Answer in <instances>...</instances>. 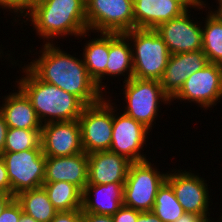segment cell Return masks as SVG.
<instances>
[{
    "instance_id": "16",
    "label": "cell",
    "mask_w": 222,
    "mask_h": 222,
    "mask_svg": "<svg viewBox=\"0 0 222 222\" xmlns=\"http://www.w3.org/2000/svg\"><path fill=\"white\" fill-rule=\"evenodd\" d=\"M131 163L124 156L109 150L89 153L88 184H125Z\"/></svg>"
},
{
    "instance_id": "25",
    "label": "cell",
    "mask_w": 222,
    "mask_h": 222,
    "mask_svg": "<svg viewBox=\"0 0 222 222\" xmlns=\"http://www.w3.org/2000/svg\"><path fill=\"white\" fill-rule=\"evenodd\" d=\"M152 212L162 222H175L185 213L172 187L166 181L158 189Z\"/></svg>"
},
{
    "instance_id": "7",
    "label": "cell",
    "mask_w": 222,
    "mask_h": 222,
    "mask_svg": "<svg viewBox=\"0 0 222 222\" xmlns=\"http://www.w3.org/2000/svg\"><path fill=\"white\" fill-rule=\"evenodd\" d=\"M85 4L89 35L125 33L135 28L133 0H85Z\"/></svg>"
},
{
    "instance_id": "14",
    "label": "cell",
    "mask_w": 222,
    "mask_h": 222,
    "mask_svg": "<svg viewBox=\"0 0 222 222\" xmlns=\"http://www.w3.org/2000/svg\"><path fill=\"white\" fill-rule=\"evenodd\" d=\"M41 147L47 157H64L84 152L79 121L51 122L42 125Z\"/></svg>"
},
{
    "instance_id": "15",
    "label": "cell",
    "mask_w": 222,
    "mask_h": 222,
    "mask_svg": "<svg viewBox=\"0 0 222 222\" xmlns=\"http://www.w3.org/2000/svg\"><path fill=\"white\" fill-rule=\"evenodd\" d=\"M191 7L199 9L195 0H133L135 28L155 29Z\"/></svg>"
},
{
    "instance_id": "20",
    "label": "cell",
    "mask_w": 222,
    "mask_h": 222,
    "mask_svg": "<svg viewBox=\"0 0 222 222\" xmlns=\"http://www.w3.org/2000/svg\"><path fill=\"white\" fill-rule=\"evenodd\" d=\"M121 75L125 76L123 82L133 78L132 48L123 33H109V56L105 76L114 78Z\"/></svg>"
},
{
    "instance_id": "17",
    "label": "cell",
    "mask_w": 222,
    "mask_h": 222,
    "mask_svg": "<svg viewBox=\"0 0 222 222\" xmlns=\"http://www.w3.org/2000/svg\"><path fill=\"white\" fill-rule=\"evenodd\" d=\"M65 181L83 191L88 184V154L77 153L64 157H47L44 182Z\"/></svg>"
},
{
    "instance_id": "13",
    "label": "cell",
    "mask_w": 222,
    "mask_h": 222,
    "mask_svg": "<svg viewBox=\"0 0 222 222\" xmlns=\"http://www.w3.org/2000/svg\"><path fill=\"white\" fill-rule=\"evenodd\" d=\"M188 11L155 28L171 55L202 49V22H194Z\"/></svg>"
},
{
    "instance_id": "10",
    "label": "cell",
    "mask_w": 222,
    "mask_h": 222,
    "mask_svg": "<svg viewBox=\"0 0 222 222\" xmlns=\"http://www.w3.org/2000/svg\"><path fill=\"white\" fill-rule=\"evenodd\" d=\"M173 99L193 102L205 110L215 106L222 100V65L208 63L192 73L171 101Z\"/></svg>"
},
{
    "instance_id": "38",
    "label": "cell",
    "mask_w": 222,
    "mask_h": 222,
    "mask_svg": "<svg viewBox=\"0 0 222 222\" xmlns=\"http://www.w3.org/2000/svg\"><path fill=\"white\" fill-rule=\"evenodd\" d=\"M14 199V195L0 192V215Z\"/></svg>"
},
{
    "instance_id": "2",
    "label": "cell",
    "mask_w": 222,
    "mask_h": 222,
    "mask_svg": "<svg viewBox=\"0 0 222 222\" xmlns=\"http://www.w3.org/2000/svg\"><path fill=\"white\" fill-rule=\"evenodd\" d=\"M25 18L45 43L59 36L85 38L89 33L85 0H40Z\"/></svg>"
},
{
    "instance_id": "24",
    "label": "cell",
    "mask_w": 222,
    "mask_h": 222,
    "mask_svg": "<svg viewBox=\"0 0 222 222\" xmlns=\"http://www.w3.org/2000/svg\"><path fill=\"white\" fill-rule=\"evenodd\" d=\"M202 50L209 63L222 65V18L209 10L202 27Z\"/></svg>"
},
{
    "instance_id": "4",
    "label": "cell",
    "mask_w": 222,
    "mask_h": 222,
    "mask_svg": "<svg viewBox=\"0 0 222 222\" xmlns=\"http://www.w3.org/2000/svg\"><path fill=\"white\" fill-rule=\"evenodd\" d=\"M123 34L132 48L133 77L160 80L171 54L155 29L134 28Z\"/></svg>"
},
{
    "instance_id": "36",
    "label": "cell",
    "mask_w": 222,
    "mask_h": 222,
    "mask_svg": "<svg viewBox=\"0 0 222 222\" xmlns=\"http://www.w3.org/2000/svg\"><path fill=\"white\" fill-rule=\"evenodd\" d=\"M7 130L8 126L4 120L2 112L0 111V155L3 153L4 150Z\"/></svg>"
},
{
    "instance_id": "30",
    "label": "cell",
    "mask_w": 222,
    "mask_h": 222,
    "mask_svg": "<svg viewBox=\"0 0 222 222\" xmlns=\"http://www.w3.org/2000/svg\"><path fill=\"white\" fill-rule=\"evenodd\" d=\"M22 213L21 204L14 199L0 215V222H19Z\"/></svg>"
},
{
    "instance_id": "29",
    "label": "cell",
    "mask_w": 222,
    "mask_h": 222,
    "mask_svg": "<svg viewBox=\"0 0 222 222\" xmlns=\"http://www.w3.org/2000/svg\"><path fill=\"white\" fill-rule=\"evenodd\" d=\"M40 0H0V8L8 9L11 13L25 16L39 3Z\"/></svg>"
},
{
    "instance_id": "9",
    "label": "cell",
    "mask_w": 222,
    "mask_h": 222,
    "mask_svg": "<svg viewBox=\"0 0 222 222\" xmlns=\"http://www.w3.org/2000/svg\"><path fill=\"white\" fill-rule=\"evenodd\" d=\"M1 157L6 165L12 195L43 185L46 156L42 149L3 152Z\"/></svg>"
},
{
    "instance_id": "22",
    "label": "cell",
    "mask_w": 222,
    "mask_h": 222,
    "mask_svg": "<svg viewBox=\"0 0 222 222\" xmlns=\"http://www.w3.org/2000/svg\"><path fill=\"white\" fill-rule=\"evenodd\" d=\"M15 199L23 212L38 222H51L57 213L43 186L20 192Z\"/></svg>"
},
{
    "instance_id": "11",
    "label": "cell",
    "mask_w": 222,
    "mask_h": 222,
    "mask_svg": "<svg viewBox=\"0 0 222 222\" xmlns=\"http://www.w3.org/2000/svg\"><path fill=\"white\" fill-rule=\"evenodd\" d=\"M178 171V172H177ZM179 170L168 171L166 182L172 187L179 204L187 213L209 218L210 196L205 178L190 172ZM177 172V173H176Z\"/></svg>"
},
{
    "instance_id": "5",
    "label": "cell",
    "mask_w": 222,
    "mask_h": 222,
    "mask_svg": "<svg viewBox=\"0 0 222 222\" xmlns=\"http://www.w3.org/2000/svg\"><path fill=\"white\" fill-rule=\"evenodd\" d=\"M125 83V84H124ZM124 84L123 112L142 123L150 131L157 118L161 102L170 104L171 99L164 93L159 80L131 78Z\"/></svg>"
},
{
    "instance_id": "33",
    "label": "cell",
    "mask_w": 222,
    "mask_h": 222,
    "mask_svg": "<svg viewBox=\"0 0 222 222\" xmlns=\"http://www.w3.org/2000/svg\"><path fill=\"white\" fill-rule=\"evenodd\" d=\"M0 192L11 194V184L8 178L5 162L0 155Z\"/></svg>"
},
{
    "instance_id": "8",
    "label": "cell",
    "mask_w": 222,
    "mask_h": 222,
    "mask_svg": "<svg viewBox=\"0 0 222 222\" xmlns=\"http://www.w3.org/2000/svg\"><path fill=\"white\" fill-rule=\"evenodd\" d=\"M110 98L83 108L78 121L81 143L86 154L110 149L113 131V105Z\"/></svg>"
},
{
    "instance_id": "39",
    "label": "cell",
    "mask_w": 222,
    "mask_h": 222,
    "mask_svg": "<svg viewBox=\"0 0 222 222\" xmlns=\"http://www.w3.org/2000/svg\"><path fill=\"white\" fill-rule=\"evenodd\" d=\"M19 222H38L33 217L25 214L24 212L21 214Z\"/></svg>"
},
{
    "instance_id": "12",
    "label": "cell",
    "mask_w": 222,
    "mask_h": 222,
    "mask_svg": "<svg viewBox=\"0 0 222 222\" xmlns=\"http://www.w3.org/2000/svg\"><path fill=\"white\" fill-rule=\"evenodd\" d=\"M115 109L117 107L113 106V131L109 151L124 156L132 163L148 160L143 152L141 154V150L151 131L124 112L119 115Z\"/></svg>"
},
{
    "instance_id": "40",
    "label": "cell",
    "mask_w": 222,
    "mask_h": 222,
    "mask_svg": "<svg viewBox=\"0 0 222 222\" xmlns=\"http://www.w3.org/2000/svg\"><path fill=\"white\" fill-rule=\"evenodd\" d=\"M205 2L206 1H203V0H195V4H196V6H198L199 11L202 8H206L207 9L208 6L205 4Z\"/></svg>"
},
{
    "instance_id": "21",
    "label": "cell",
    "mask_w": 222,
    "mask_h": 222,
    "mask_svg": "<svg viewBox=\"0 0 222 222\" xmlns=\"http://www.w3.org/2000/svg\"><path fill=\"white\" fill-rule=\"evenodd\" d=\"M98 36L85 43L83 56L80 58L83 59L89 76L103 92L107 87L102 84L104 83L102 81L106 79L105 69L109 56V33L100 32Z\"/></svg>"
},
{
    "instance_id": "3",
    "label": "cell",
    "mask_w": 222,
    "mask_h": 222,
    "mask_svg": "<svg viewBox=\"0 0 222 222\" xmlns=\"http://www.w3.org/2000/svg\"><path fill=\"white\" fill-rule=\"evenodd\" d=\"M22 69L25 77L16 79V85L30 100L42 125L79 119L85 105L76 96L39 80L25 64Z\"/></svg>"
},
{
    "instance_id": "23",
    "label": "cell",
    "mask_w": 222,
    "mask_h": 222,
    "mask_svg": "<svg viewBox=\"0 0 222 222\" xmlns=\"http://www.w3.org/2000/svg\"><path fill=\"white\" fill-rule=\"evenodd\" d=\"M42 186L57 212L81 210L82 191L74 184L58 181L44 182Z\"/></svg>"
},
{
    "instance_id": "31",
    "label": "cell",
    "mask_w": 222,
    "mask_h": 222,
    "mask_svg": "<svg viewBox=\"0 0 222 222\" xmlns=\"http://www.w3.org/2000/svg\"><path fill=\"white\" fill-rule=\"evenodd\" d=\"M141 211L122 205L121 208L112 216L114 222H137Z\"/></svg>"
},
{
    "instance_id": "37",
    "label": "cell",
    "mask_w": 222,
    "mask_h": 222,
    "mask_svg": "<svg viewBox=\"0 0 222 222\" xmlns=\"http://www.w3.org/2000/svg\"><path fill=\"white\" fill-rule=\"evenodd\" d=\"M137 222H162L152 211H142L138 215Z\"/></svg>"
},
{
    "instance_id": "42",
    "label": "cell",
    "mask_w": 222,
    "mask_h": 222,
    "mask_svg": "<svg viewBox=\"0 0 222 222\" xmlns=\"http://www.w3.org/2000/svg\"><path fill=\"white\" fill-rule=\"evenodd\" d=\"M217 3H218L219 5H221V4H222V0H217Z\"/></svg>"
},
{
    "instance_id": "28",
    "label": "cell",
    "mask_w": 222,
    "mask_h": 222,
    "mask_svg": "<svg viewBox=\"0 0 222 222\" xmlns=\"http://www.w3.org/2000/svg\"><path fill=\"white\" fill-rule=\"evenodd\" d=\"M209 63L202 49L183 53L184 77L203 69Z\"/></svg>"
},
{
    "instance_id": "18",
    "label": "cell",
    "mask_w": 222,
    "mask_h": 222,
    "mask_svg": "<svg viewBox=\"0 0 222 222\" xmlns=\"http://www.w3.org/2000/svg\"><path fill=\"white\" fill-rule=\"evenodd\" d=\"M123 196L124 184H87L82 191L81 210L87 213L113 216L123 205Z\"/></svg>"
},
{
    "instance_id": "35",
    "label": "cell",
    "mask_w": 222,
    "mask_h": 222,
    "mask_svg": "<svg viewBox=\"0 0 222 222\" xmlns=\"http://www.w3.org/2000/svg\"><path fill=\"white\" fill-rule=\"evenodd\" d=\"M175 222H214L210 220V218H204L197 214L187 213L185 212L179 219Z\"/></svg>"
},
{
    "instance_id": "6",
    "label": "cell",
    "mask_w": 222,
    "mask_h": 222,
    "mask_svg": "<svg viewBox=\"0 0 222 222\" xmlns=\"http://www.w3.org/2000/svg\"><path fill=\"white\" fill-rule=\"evenodd\" d=\"M150 160L131 163L124 184L123 205L139 211H152L158 189L167 172L158 171Z\"/></svg>"
},
{
    "instance_id": "1",
    "label": "cell",
    "mask_w": 222,
    "mask_h": 222,
    "mask_svg": "<svg viewBox=\"0 0 222 222\" xmlns=\"http://www.w3.org/2000/svg\"><path fill=\"white\" fill-rule=\"evenodd\" d=\"M42 46L38 59L25 65L39 80L76 96L85 106L96 104L103 96L106 97L89 76L83 59L65 53L54 43Z\"/></svg>"
},
{
    "instance_id": "19",
    "label": "cell",
    "mask_w": 222,
    "mask_h": 222,
    "mask_svg": "<svg viewBox=\"0 0 222 222\" xmlns=\"http://www.w3.org/2000/svg\"><path fill=\"white\" fill-rule=\"evenodd\" d=\"M18 90L6 95L3 98V104L0 106V111L3 114L4 120L8 128L18 129H41L37 114L25 93L17 87Z\"/></svg>"
},
{
    "instance_id": "32",
    "label": "cell",
    "mask_w": 222,
    "mask_h": 222,
    "mask_svg": "<svg viewBox=\"0 0 222 222\" xmlns=\"http://www.w3.org/2000/svg\"><path fill=\"white\" fill-rule=\"evenodd\" d=\"M51 222H82V210L57 212Z\"/></svg>"
},
{
    "instance_id": "27",
    "label": "cell",
    "mask_w": 222,
    "mask_h": 222,
    "mask_svg": "<svg viewBox=\"0 0 222 222\" xmlns=\"http://www.w3.org/2000/svg\"><path fill=\"white\" fill-rule=\"evenodd\" d=\"M188 77H184L183 53L170 55L162 78L159 80L164 93L172 99Z\"/></svg>"
},
{
    "instance_id": "41",
    "label": "cell",
    "mask_w": 222,
    "mask_h": 222,
    "mask_svg": "<svg viewBox=\"0 0 222 222\" xmlns=\"http://www.w3.org/2000/svg\"><path fill=\"white\" fill-rule=\"evenodd\" d=\"M222 18V4L217 6V10H214Z\"/></svg>"
},
{
    "instance_id": "26",
    "label": "cell",
    "mask_w": 222,
    "mask_h": 222,
    "mask_svg": "<svg viewBox=\"0 0 222 222\" xmlns=\"http://www.w3.org/2000/svg\"><path fill=\"white\" fill-rule=\"evenodd\" d=\"M42 149L41 129L8 128L3 152Z\"/></svg>"
},
{
    "instance_id": "34",
    "label": "cell",
    "mask_w": 222,
    "mask_h": 222,
    "mask_svg": "<svg viewBox=\"0 0 222 222\" xmlns=\"http://www.w3.org/2000/svg\"><path fill=\"white\" fill-rule=\"evenodd\" d=\"M82 222H114L110 215L82 212Z\"/></svg>"
}]
</instances>
